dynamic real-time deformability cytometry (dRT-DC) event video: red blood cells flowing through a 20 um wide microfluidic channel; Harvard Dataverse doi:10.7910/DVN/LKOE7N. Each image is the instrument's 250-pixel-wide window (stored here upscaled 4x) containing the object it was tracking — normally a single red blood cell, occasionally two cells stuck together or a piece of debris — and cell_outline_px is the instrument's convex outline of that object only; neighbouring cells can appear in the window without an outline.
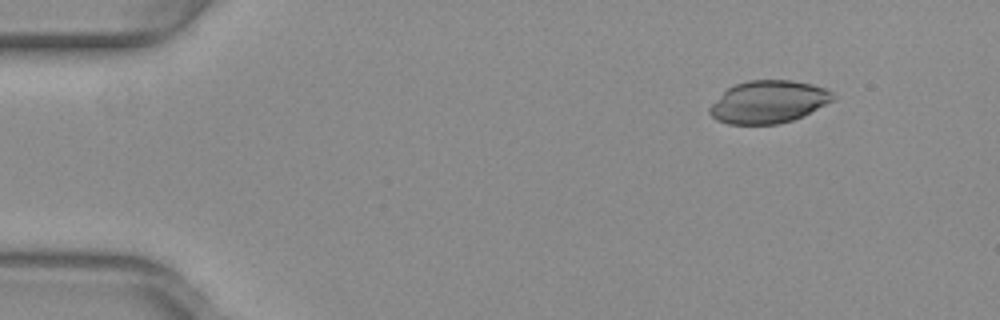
{"species": "common noctule bat (a hibernating species)", "species_latin": "Nyctalus noctula", "temperature_condition": "warm", "stored_images_in_passage": 53, "camera_frame_rate_fps": 3000, "um_per_image_px": 0.085, "animal": {"sex": "female", "body_mass_g": 29.2, "forearm_length_mm": 56.3}, "frame": {"image": 1, "passage_image": 7, "time_ms": 2.0, "image_size_px": [1000, 320], "cell_outline_px": [[836, 96], [832, 100], [804, 116], [780, 124], [728, 124], [716, 120], [708, 112], [708, 108], [728, 88], [736, 84], [748, 80], [792, 80], [812, 84], [824, 88], [832, 92]], "centroid_in_image_um": [65.31, 8.66], "position_along_channel_um": 19.7, "area_um2": 30.46}}
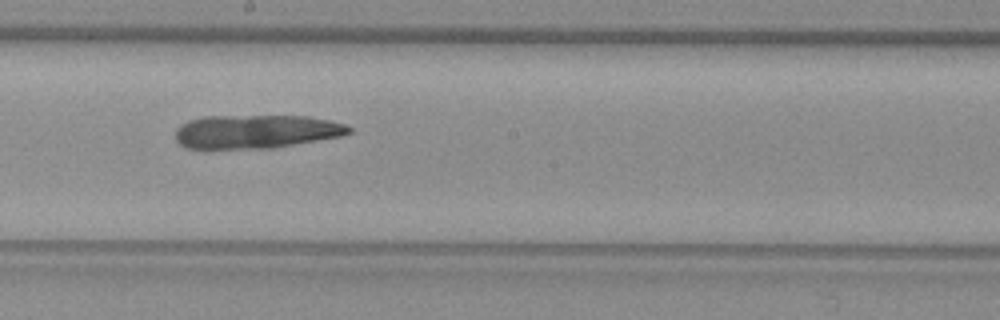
{"frame": {"image": 2, "passage_image": 30, "time_ms": 9.667, "image_size_px": [1000, 320], "cell_outline_px": [[352, 132], [344, 136], [272, 148], [184, 148], [176, 140], [176, 128], [180, 124], [188, 120], [204, 116], [308, 116], [328, 120], [344, 124], [352, 128]], "centroid_in_image_um": [21.77, 11.18], "position_along_channel_um": 226.4, "area_um2": 34.1}}
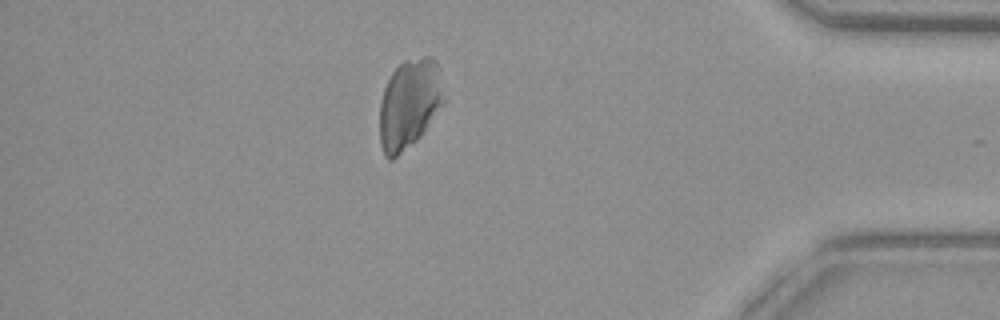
{"frame": {"image": 3, "passage_image": 46, "time_ms": 15.0, "image_size_px": [1000, 320], "cell_outline_px": [[444, 104], [420, 136], [416, 140], [392, 160], [388, 160], [384, 156], [380, 144], [380, 100], [384, 88], [392, 72], [404, 60], [424, 56], [432, 56], [436, 60], [444, 100]], "centroid_in_image_um": [34.77, 8.84], "position_along_channel_um": 400.4, "area_um2": 33.35}}